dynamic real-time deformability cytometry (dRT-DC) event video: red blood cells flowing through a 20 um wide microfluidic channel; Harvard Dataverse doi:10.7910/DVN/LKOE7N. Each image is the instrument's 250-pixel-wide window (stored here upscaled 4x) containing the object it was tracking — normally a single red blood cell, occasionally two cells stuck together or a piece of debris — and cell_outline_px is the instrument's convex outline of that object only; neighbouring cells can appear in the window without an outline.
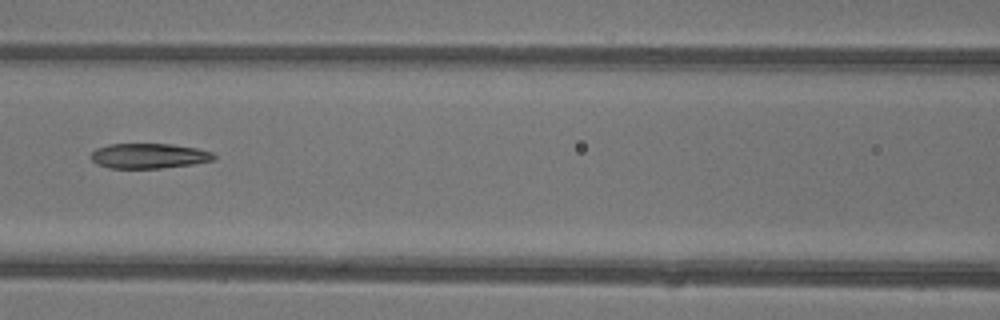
{"species": "common noctule bat (a hibernating species)", "species_latin": "Nyctalus noctula", "temperature_condition": "warm", "stored_images_in_passage": 7, "camera_frame_rate_fps": 3000, "um_per_image_px": 0.085, "animal": {"sex": "female"}, "frame": {"image": 1, "passage_image": 7, "time_ms": 2.0, "image_size_px": [1000, 320], "cell_outline_px": [[216, 156], [212, 160], [192, 164], [160, 168], [108, 168], [96, 164], [92, 160], [92, 152], [96, 148], [108, 144], [172, 144], [196, 148], [212, 152]], "centroid_in_image_um": [12.63, 13.25], "position_along_channel_um": 154.0, "area_um2": 17.86}}